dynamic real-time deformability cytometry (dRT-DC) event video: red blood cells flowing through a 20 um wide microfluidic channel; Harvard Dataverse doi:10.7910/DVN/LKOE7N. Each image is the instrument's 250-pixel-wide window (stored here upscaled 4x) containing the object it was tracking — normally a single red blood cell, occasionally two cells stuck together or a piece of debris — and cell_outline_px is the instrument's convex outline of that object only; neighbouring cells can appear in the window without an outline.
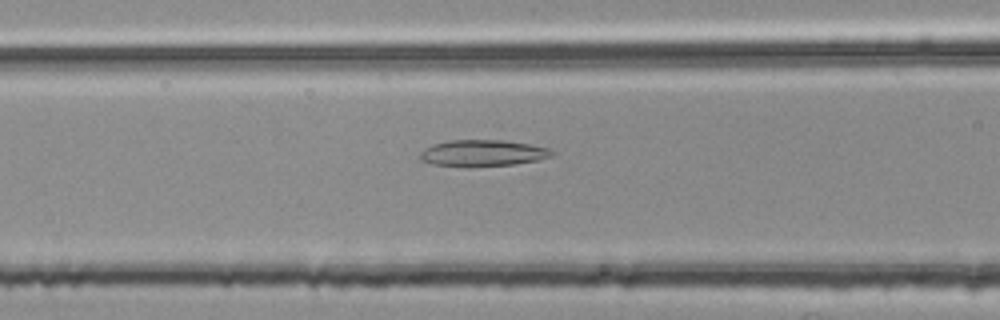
{"species": "common noctule bat (a hibernating species)", "species_latin": "Nyctalus noctula", "temperature_condition": "room temperature", "stored_images_in_passage": 34, "camera_frame_rate_fps": 3000, "um_per_image_px": 0.085, "animal": {"sex": "female", "body_mass_g": 25.1}, "frame": {"image": 1, "passage_image": 10, "time_ms": 3.0, "image_size_px": [1000, 320], "cell_outline_px": [[556, 152], [552, 156], [540, 160], [516, 164], [468, 168], [464, 168], [432, 164], [420, 160], [420, 152], [424, 148], [432, 144], [448, 140], [504, 140], [528, 144], [548, 148]], "centroid_in_image_um": [41.01, 13.03], "position_along_channel_um": 125.6, "area_um2": 20.87}}
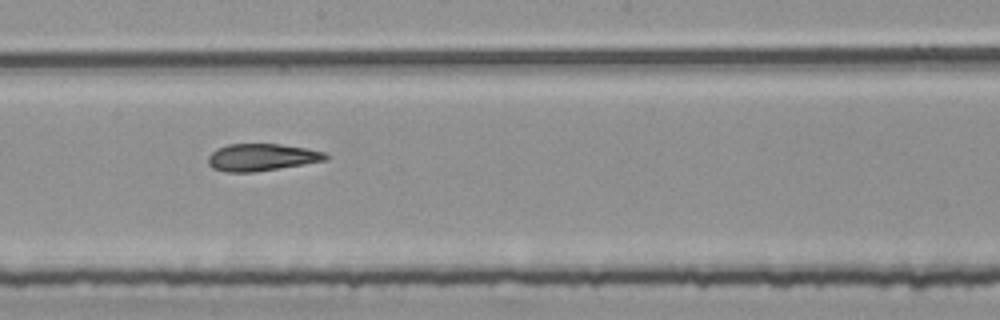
{"frame": {"image": 2, "passage_image": 18, "time_ms": 5.667, "image_size_px": [1000, 320], "cell_outline_px": [[328, 160], [252, 172], [224, 172], [212, 168], [208, 164], [208, 156], [216, 148], [228, 144], [280, 144], [304, 148], [324, 152], [328, 156]], "centroid_in_image_um": [22.19, 13.37], "position_along_channel_um": 226.0, "area_um2": 18.5}}
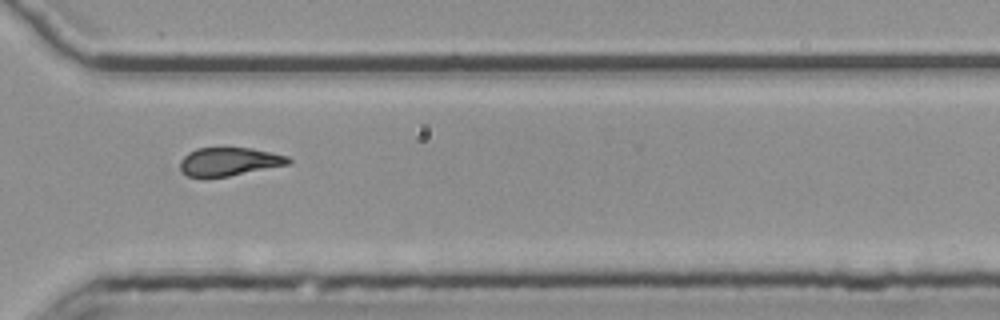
{"frame": {"image": 3, "passage_image": 28, "time_ms": 9.0, "image_size_px": [1000, 320], "cell_outline_px": [[292, 160], [288, 164], [228, 176], [188, 176], [180, 172], [180, 160], [188, 152], [196, 148], [252, 148], [272, 152], [288, 156]], "centroid_in_image_um": [19.46, 13.72], "position_along_channel_um": 351.1, "area_um2": 17.69}, "authors_computed_cell_mechanics": {"area_um2": 18.785, "velocity_mm_per_s": 3.7603, "shape_relaxation_time_tau1_ms": null, "shape_relaxation_time_tau2_ms": 2.062, "deformation_change_tau1": null, "deformation_change_tau2": 0.108}}